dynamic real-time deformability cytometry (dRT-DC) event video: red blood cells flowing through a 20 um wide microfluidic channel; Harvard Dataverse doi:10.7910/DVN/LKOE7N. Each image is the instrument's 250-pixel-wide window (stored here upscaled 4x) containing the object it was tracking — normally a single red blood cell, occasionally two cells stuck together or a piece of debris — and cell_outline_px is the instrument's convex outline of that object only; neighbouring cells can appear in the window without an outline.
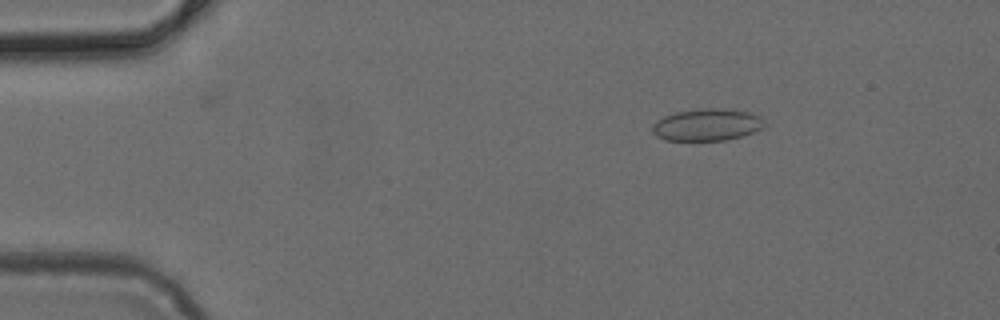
{"species": "common noctule bat (a hibernating species)", "species_latin": "Nyctalus noctula", "temperature_condition": "cold", "stored_images_in_passage": 5, "camera_frame_rate_fps": 3000, "um_per_image_px": 0.085, "animal": {"sex": "female", "body_mass_g": 24.6, "forearm_length_mm": 56.2}, "frame": {"image": 1, "passage_image": 3, "time_ms": 0.667, "image_size_px": [1000, 320], "cell_outline_px": [[764, 128], [728, 140], [664, 140], [656, 136], [652, 132], [652, 124], [656, 120], [664, 116], [676, 112], [708, 108], [720, 108], [748, 112], [760, 116], [764, 120]], "centroid_in_image_um": [60.07, 10.61], "position_along_channel_um": 24.9, "area_um2": 20.87}}
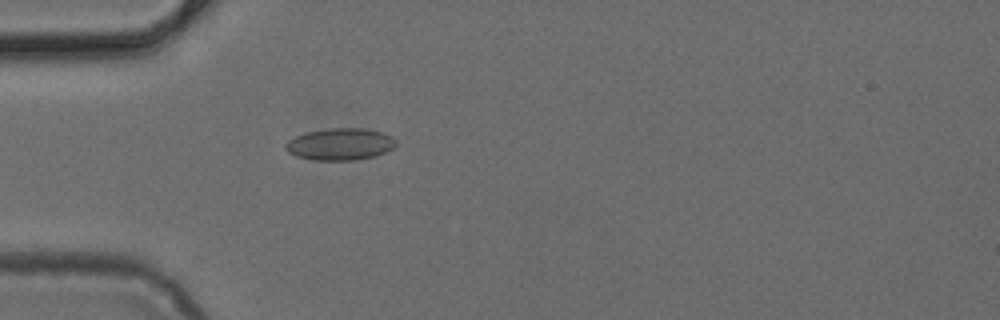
{"frame": {"image": 2, "passage_image": 5, "time_ms": 1.333, "image_size_px": [1000, 320], "cell_outline_px": [[396, 144], [392, 148], [384, 152], [372, 156], [352, 160], [312, 160], [296, 156], [288, 152], [284, 148], [284, 144], [288, 140], [304, 132], [328, 128], [364, 128], [380, 132], [396, 140]], "centroid_in_image_um": [28.83, 12.25], "position_along_channel_um": 56.2, "area_um2": 20.4}}